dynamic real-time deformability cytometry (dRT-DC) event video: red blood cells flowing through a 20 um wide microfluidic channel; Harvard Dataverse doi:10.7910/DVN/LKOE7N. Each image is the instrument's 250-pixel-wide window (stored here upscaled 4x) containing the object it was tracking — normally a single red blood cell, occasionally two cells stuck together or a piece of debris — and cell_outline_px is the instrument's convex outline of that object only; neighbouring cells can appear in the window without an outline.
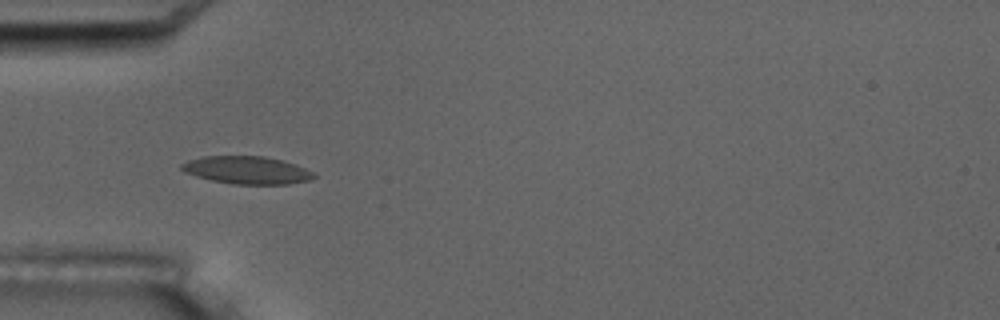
{"species": "common noctule bat (a hibernating species)", "species_latin": "Nyctalus noctula", "temperature_condition": "room temperature", "stored_images_in_passage": 5, "camera_frame_rate_fps": 3000, "um_per_image_px": 0.085, "animal": {"sex": "male", "body_mass_g": 17.5, "forearm_length_mm": 52.3}, "frame": {"image": 1, "passage_image": 4, "time_ms": 3.667, "image_size_px": [1000, 320], "cell_outline_px": [[316, 176], [312, 180], [288, 184], [232, 184], [212, 180], [196, 176], [184, 172], [180, 168], [180, 164], [188, 160], [204, 156], [264, 156], [296, 164], [312, 172]], "centroid_in_image_um": [20.97, 14.46], "position_along_channel_um": 64.0, "area_um2": 21.33}}